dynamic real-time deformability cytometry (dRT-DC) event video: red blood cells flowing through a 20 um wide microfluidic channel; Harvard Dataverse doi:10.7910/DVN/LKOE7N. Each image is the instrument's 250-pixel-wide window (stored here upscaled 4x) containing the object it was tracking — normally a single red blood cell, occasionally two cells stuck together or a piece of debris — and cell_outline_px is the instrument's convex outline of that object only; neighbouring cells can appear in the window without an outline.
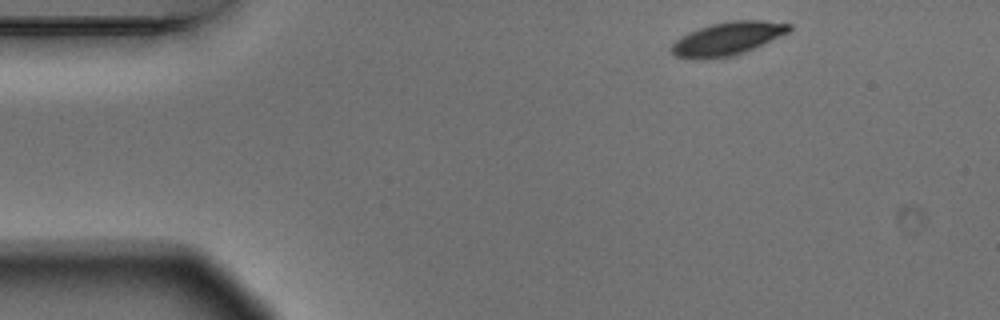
{"species": "Egyptian fruit bat (a non-hibernating species)", "species_latin": "Rousettus aegyptiacus", "temperature_condition": "warm", "stored_images_in_passage": 5, "camera_frame_rate_fps": 3000, "um_per_image_px": 0.085, "animal": {"sex": "male"}, "frame": {"image": 1, "passage_image": 1, "time_ms": 0.0, "image_size_px": [1000, 320], "cell_outline_px": [[792, 28], [788, 32], [744, 52], [732, 56], [704, 60], [692, 60], [676, 56], [668, 48], [680, 36], [688, 32], [712, 24], [732, 20], [760, 20], [792, 24]], "centroid_in_image_um": [61.77, 3.3], "position_along_channel_um": 23.2, "area_um2": 22.77}}
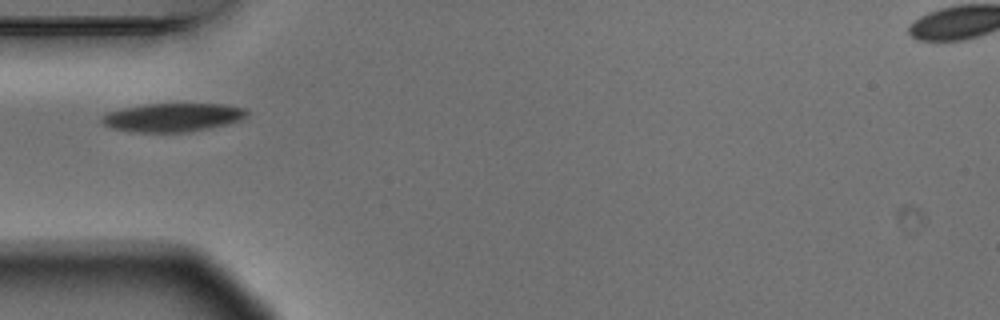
{"frame": {"image": 2, "passage_image": 4, "time_ms": 1.0, "image_size_px": [1000, 320], "cell_outline_px": [[248, 112], [240, 120], [228, 124], [212, 128], [188, 132], [132, 132], [112, 128], [104, 124], [100, 120], [100, 116], [108, 112], [120, 108], [148, 104], [224, 104], [244, 108]], "centroid_in_image_um": [14.65, 9.98], "position_along_channel_um": 70.4, "area_um2": 24.22}}
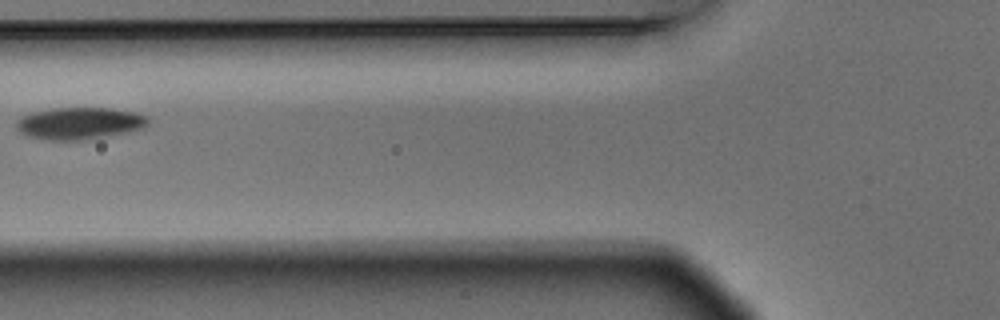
{"frame": {"image": 3, "passage_image": 5, "time_ms": 1.333, "image_size_px": [1000, 320], "cell_outline_px": [[148, 124], [144, 128], [84, 140], [48, 140], [28, 136], [20, 132], [16, 128], [16, 120], [32, 112], [52, 108], [112, 108], [132, 112], [148, 116]], "centroid_in_image_um": [6.73, 10.48], "position_along_channel_um": 119.1, "area_um2": 24.39}}